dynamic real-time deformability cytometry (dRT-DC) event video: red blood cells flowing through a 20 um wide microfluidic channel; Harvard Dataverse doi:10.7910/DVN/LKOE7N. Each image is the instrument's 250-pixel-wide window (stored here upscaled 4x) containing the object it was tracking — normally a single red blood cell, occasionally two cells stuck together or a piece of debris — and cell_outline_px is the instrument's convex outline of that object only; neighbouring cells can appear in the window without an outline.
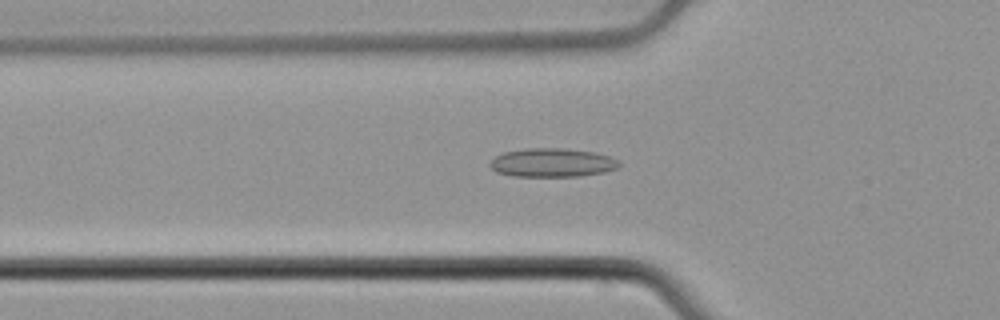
{"species": "common noctule bat (a hibernating species)", "species_latin": "Nyctalus noctula", "temperature_condition": "cold", "stored_images_in_passage": 54, "camera_frame_rate_fps": 3000, "um_per_image_px": 0.085, "animal": {"sex": "male", "body_mass_g": 21.5, "forearm_length_mm": 52.0}, "frame": {"image": 1, "passage_image": 19, "time_ms": 6.0, "image_size_px": [1000, 320], "cell_outline_px": [[620, 168], [604, 172], [580, 176], [512, 176], [496, 172], [488, 164], [496, 156], [504, 152], [524, 148], [564, 148], [596, 152], [620, 160]], "centroid_in_image_um": [46.97, 13.82], "position_along_channel_um": 78.8, "area_um2": 21.79}}
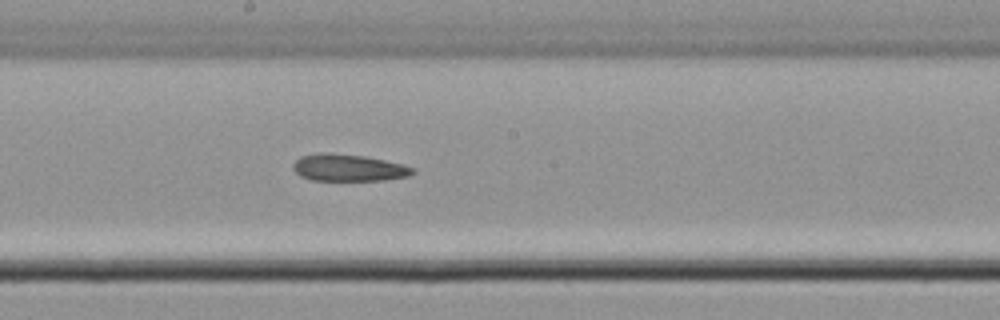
{"frame": {"image": 2, "passage_image": 30, "time_ms": 9.667, "image_size_px": [1000, 320], "cell_outline_px": [[416, 172], [408, 176], [384, 180], [312, 180], [300, 176], [292, 168], [292, 164], [300, 156], [320, 152], [328, 152], [364, 156], [384, 160], [416, 168]], "centroid_in_image_um": [29.6, 14.25], "position_along_channel_um": 218.6, "area_um2": 18.84}}
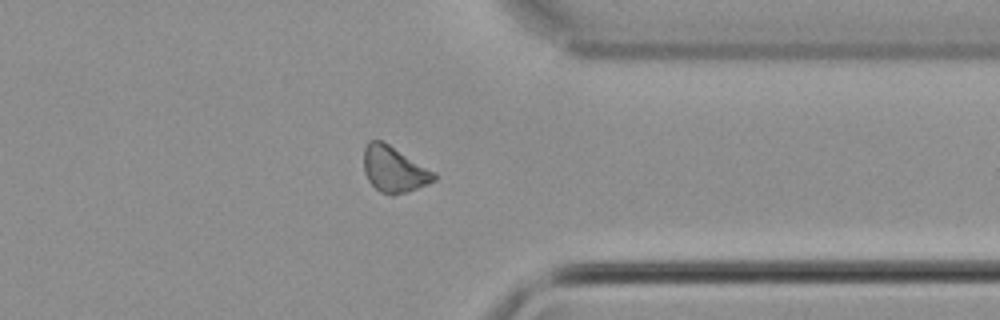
{"frame": {"image": 3, "passage_image": 43, "time_ms": 14.0, "image_size_px": [1000, 320], "cell_outline_px": [[436, 180], [428, 184], [408, 192], [392, 196], [380, 192], [368, 180], [364, 172], [364, 148], [368, 140], [380, 140], [388, 144], [436, 172]], "centroid_in_image_um": [33.5, 14.41], "position_along_channel_um": 377.9, "area_um2": 18.84}, "authors_computed_cell_mechanics": {"area_um2": 19.5942, "velocity_mm_per_s": 3.8113, "shape_relaxation_time_tau1_ms": null, "shape_relaxation_time_tau2_ms": 5.1528, "deformation_change_tau1": null, "deformation_change_tau2": 0.117}}